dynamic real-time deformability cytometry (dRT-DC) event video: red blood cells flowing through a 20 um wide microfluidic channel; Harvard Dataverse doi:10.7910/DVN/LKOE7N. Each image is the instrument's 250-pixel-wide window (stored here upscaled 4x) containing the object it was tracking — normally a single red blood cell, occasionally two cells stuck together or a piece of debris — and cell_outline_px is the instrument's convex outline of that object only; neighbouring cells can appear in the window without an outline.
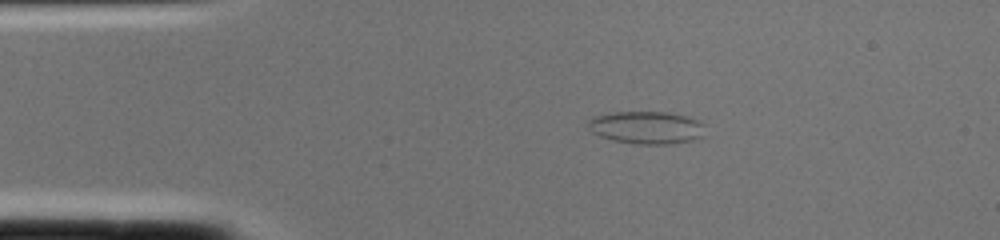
{"species": "common noctule bat (a hibernating species)", "species_latin": "Nyctalus noctula", "temperature_condition": "cold", "stored_images_in_passage": 3, "camera_frame_rate_fps": 3000, "um_per_image_px": 0.085, "animal": {"sex": "female", "body_mass_g": 22.0, "forearm_length_mm": 56.7}, "frame": {"image": 1, "passage_image": 2, "time_ms": 0.333, "image_size_px": [1000, 240], "cell_outline_px": [[704, 136], [692, 140], [668, 144], [636, 144], [612, 140], [600, 136], [592, 132], [588, 128], [588, 120], [592, 116], [612, 112], [668, 112], [700, 120], [704, 124]], "centroid_in_image_um": [54.94, 10.84], "position_along_channel_um": 30.1, "area_um2": 22.43}}